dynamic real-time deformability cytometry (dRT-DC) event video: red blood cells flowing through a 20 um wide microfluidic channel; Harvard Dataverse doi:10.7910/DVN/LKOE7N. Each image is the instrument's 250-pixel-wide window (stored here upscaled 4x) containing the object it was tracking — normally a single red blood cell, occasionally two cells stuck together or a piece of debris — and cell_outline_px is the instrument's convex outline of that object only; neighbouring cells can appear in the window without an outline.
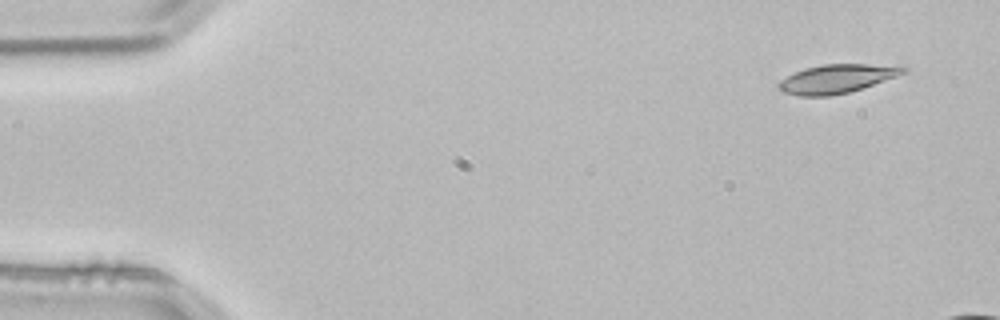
{"species": "common noctule bat (a hibernating species)", "species_latin": "Nyctalus noctula", "temperature_condition": "room temperature", "stored_images_in_passage": 3, "camera_frame_rate_fps": 3000, "um_per_image_px": 0.085, "animal": {"sex": "male", "body_mass_g": 21.5, "forearm_length_mm": 52.0}, "frame": {"image": 1, "passage_image": 1, "time_ms": 0.0, "image_size_px": [1000, 320], "cell_outline_px": [[908, 72], [848, 92], [828, 96], [800, 96], [784, 92], [776, 84], [780, 80], [804, 68], [824, 64], [904, 64], [908, 68]], "centroid_in_image_um": [71.2, 6.66], "position_along_channel_um": 13.8, "area_um2": 20.87}}